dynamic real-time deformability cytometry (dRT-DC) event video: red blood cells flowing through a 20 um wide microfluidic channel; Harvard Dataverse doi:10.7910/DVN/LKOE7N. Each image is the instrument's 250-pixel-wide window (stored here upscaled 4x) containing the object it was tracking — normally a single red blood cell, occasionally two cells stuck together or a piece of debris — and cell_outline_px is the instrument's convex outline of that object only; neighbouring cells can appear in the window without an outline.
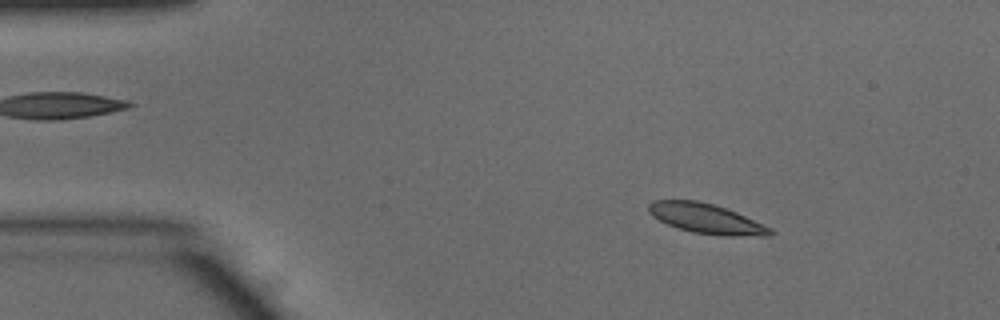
{"species": "common noctule bat (a hibernating species)", "species_latin": "Nyctalus noctula", "temperature_condition": "warm", "stored_images_in_passage": 50, "camera_frame_rate_fps": 3000, "um_per_image_px": 0.085, "animal": {"sex": "male", "body_mass_g": 15.6}, "frame": {"image": 1, "passage_image": 7, "time_ms": 2.0, "image_size_px": [1000, 320], "cell_outline_px": [[776, 232], [772, 236], [724, 236], [692, 232], [668, 224], [652, 216], [648, 212], [648, 204], [652, 200], [696, 200], [712, 204], [736, 212], [772, 228]], "centroid_in_image_um": [60.06, 18.59], "position_along_channel_um": 24.9, "area_um2": 21.15}}
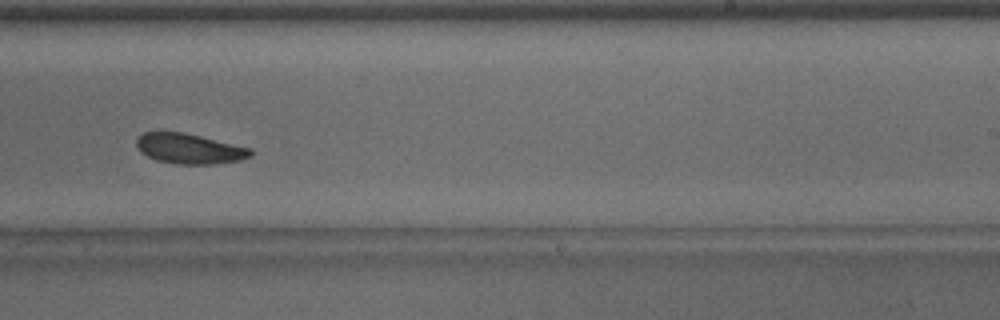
{"frame": {"image": 2, "passage_image": 31, "time_ms": 10.0, "image_size_px": [1000, 320], "cell_outline_px": [[252, 156], [240, 160], [212, 164], [176, 164], [156, 160], [140, 152], [136, 144], [136, 140], [144, 132], [184, 132], [252, 148]], "centroid_in_image_um": [16.11, 12.64], "position_along_channel_um": 272.9, "area_um2": 20.06}}
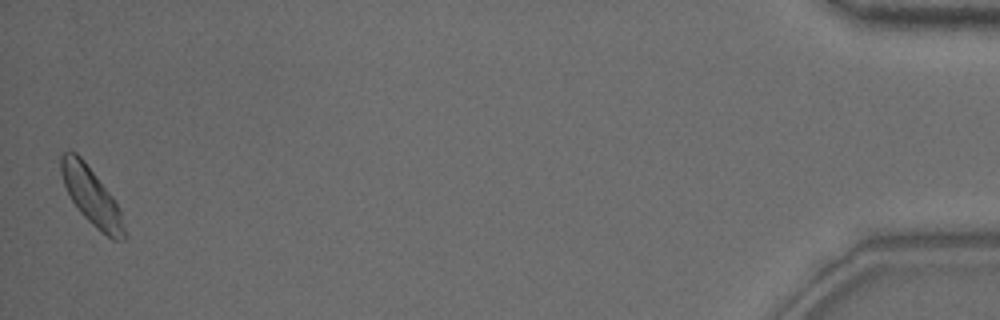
{"frame": {"image": 3, "passage_image": 50, "time_ms": 16.333, "image_size_px": [1000, 320], "cell_outline_px": [[128, 236], [124, 240], [112, 240], [96, 228], [80, 212], [72, 200], [64, 184], [60, 172], [60, 156], [64, 152], [76, 152], [84, 160], [112, 196], [120, 212]], "centroid_in_image_um": [7.79, 16.71], "position_along_channel_um": 427.4, "area_um2": 20.92}, "authors_computed_cell_mechanics": {"area_um2": 20.808, "velocity_mm_per_s": 3.9087, "shape_relaxation_time_tau1_ms": 3.2565, "shape_relaxation_time_tau2_ms": 2.6466, "deformation_change_tau1": 0.08, "deformation_change_tau2": 0.0665}}